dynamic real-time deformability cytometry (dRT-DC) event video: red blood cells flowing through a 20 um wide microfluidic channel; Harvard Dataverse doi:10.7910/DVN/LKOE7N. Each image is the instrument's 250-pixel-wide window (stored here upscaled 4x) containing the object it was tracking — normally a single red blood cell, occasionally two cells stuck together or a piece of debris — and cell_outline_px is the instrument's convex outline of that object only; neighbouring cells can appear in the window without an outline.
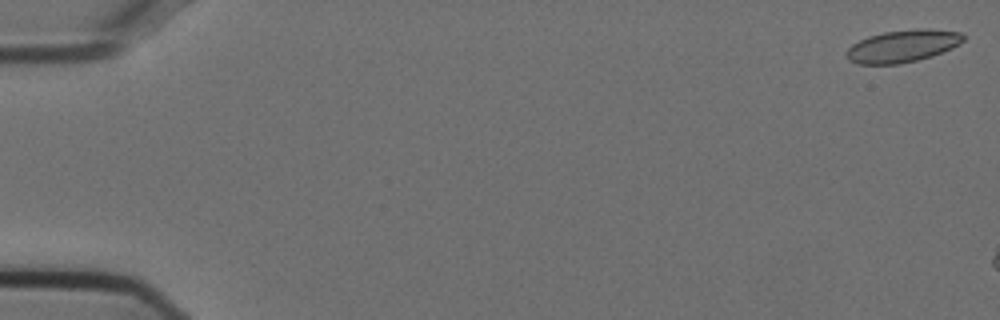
{"species": "Egyptian fruit bat (a non-hibernating species)", "species_latin": "Rousettus aegyptiacus", "temperature_condition": "cold", "stored_images_in_passage": 7, "camera_frame_rate_fps": 3000, "um_per_image_px": 0.085, "animal": {"sex": "female"}, "frame": {"image": 1, "passage_image": 1, "time_ms": 0.0, "image_size_px": [1000, 320], "cell_outline_px": [[964, 40], [960, 44], [952, 48], [932, 56], [916, 60], [896, 64], [856, 64], [848, 60], [844, 56], [844, 52], [852, 44], [868, 36], [884, 32], [916, 28], [928, 28], [960, 32], [964, 36]], "centroid_in_image_um": [76.69, 3.91], "position_along_channel_um": 8.3, "area_um2": 22.2}}